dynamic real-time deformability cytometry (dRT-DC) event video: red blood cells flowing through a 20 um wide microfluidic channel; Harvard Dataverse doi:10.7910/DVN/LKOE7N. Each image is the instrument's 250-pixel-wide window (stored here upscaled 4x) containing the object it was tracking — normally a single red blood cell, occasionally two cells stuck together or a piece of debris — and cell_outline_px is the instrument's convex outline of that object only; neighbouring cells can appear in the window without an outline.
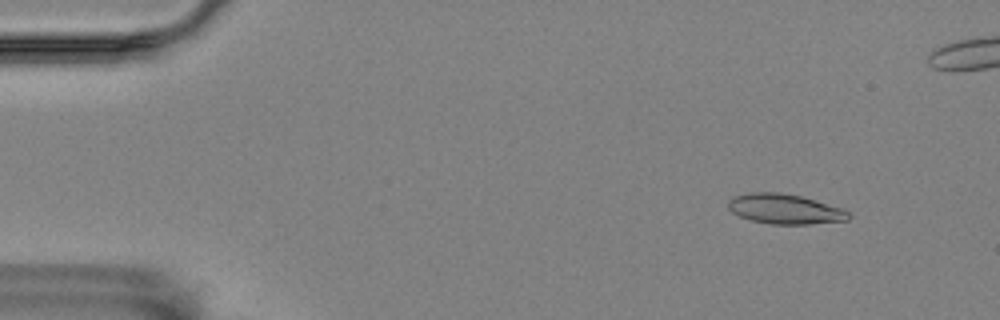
{"species": "Egyptian fruit bat (a non-hibernating species)", "species_latin": "Rousettus aegyptiacus", "temperature_condition": "room temperature", "stored_images_in_passage": 58, "camera_frame_rate_fps": 3000, "um_per_image_px": 0.085, "animal": {"sex": "female"}, "frame": {"image": 1, "passage_image": 6, "time_ms": 1.667, "image_size_px": [1000, 320], "cell_outline_px": [[852, 216], [848, 220], [808, 224], [772, 224], [752, 220], [740, 216], [732, 212], [728, 208], [728, 200], [732, 196], [752, 192], [780, 192], [800, 196], [840, 208], [848, 212]], "centroid_in_image_um": [66.67, 17.76], "position_along_channel_um": 18.3, "area_um2": 20.81}}
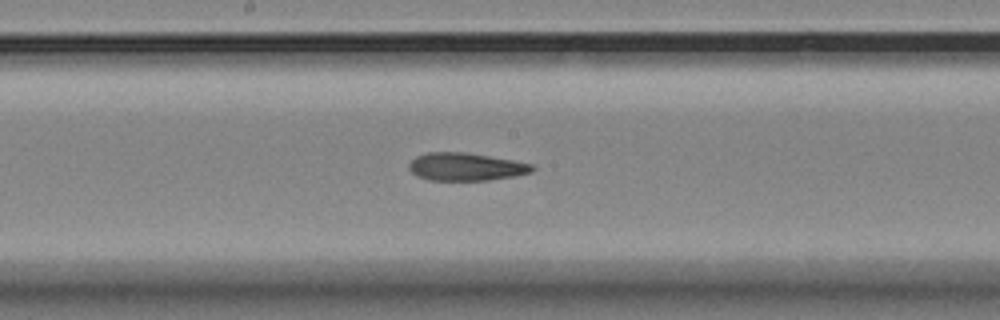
{"frame": {"image": 2, "passage_image": 30, "time_ms": 9.667, "image_size_px": [1000, 320], "cell_outline_px": [[536, 168], [532, 172], [512, 176], [488, 180], [428, 180], [416, 176], [408, 168], [408, 164], [416, 156], [428, 152], [464, 152], [512, 160], [532, 164]], "centroid_in_image_um": [39.56, 14.17], "position_along_channel_um": 208.6, "area_um2": 19.88}}
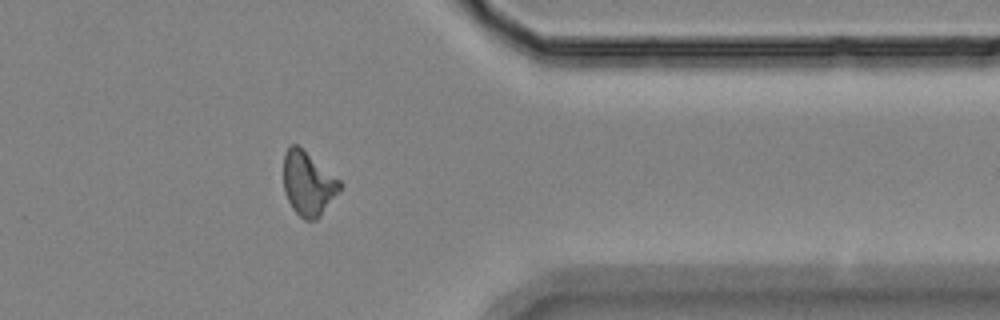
{"frame": {"image": 3, "passage_image": 46, "time_ms": 15.0, "image_size_px": [1000, 320], "cell_outline_px": [[344, 184], [320, 216], [316, 220], [304, 220], [292, 208], [284, 192], [284, 152], [292, 144], [296, 144], [340, 180]], "centroid_in_image_um": [26.18, 15.62], "position_along_channel_um": 385.2, "area_um2": 20.69}, "authors_computed_cell_mechanics": {"area_um2": 20.5479, "velocity_mm_per_s": 3.5309, "shape_relaxation_time_tau1_ms": null, "shape_relaxation_time_tau2_ms": 2.8737, "deformation_change_tau1": null, "deformation_change_tau2": 0.1254}}